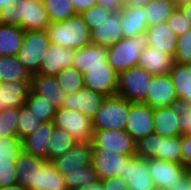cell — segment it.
<instances>
[{
  "mask_svg": "<svg viewBox=\"0 0 191 190\" xmlns=\"http://www.w3.org/2000/svg\"><path fill=\"white\" fill-rule=\"evenodd\" d=\"M51 44L78 50L90 44V29L79 14L65 21L51 22L46 29Z\"/></svg>",
  "mask_w": 191,
  "mask_h": 190,
  "instance_id": "obj_1",
  "label": "cell"
},
{
  "mask_svg": "<svg viewBox=\"0 0 191 190\" xmlns=\"http://www.w3.org/2000/svg\"><path fill=\"white\" fill-rule=\"evenodd\" d=\"M148 46L147 32L120 39L107 47L108 63L119 74L138 66L140 54Z\"/></svg>",
  "mask_w": 191,
  "mask_h": 190,
  "instance_id": "obj_2",
  "label": "cell"
},
{
  "mask_svg": "<svg viewBox=\"0 0 191 190\" xmlns=\"http://www.w3.org/2000/svg\"><path fill=\"white\" fill-rule=\"evenodd\" d=\"M135 155L144 159L157 158L181 163L180 136L166 138L152 133L135 142Z\"/></svg>",
  "mask_w": 191,
  "mask_h": 190,
  "instance_id": "obj_3",
  "label": "cell"
},
{
  "mask_svg": "<svg viewBox=\"0 0 191 190\" xmlns=\"http://www.w3.org/2000/svg\"><path fill=\"white\" fill-rule=\"evenodd\" d=\"M129 116V101L121 96L105 97L92 120L93 130H125Z\"/></svg>",
  "mask_w": 191,
  "mask_h": 190,
  "instance_id": "obj_4",
  "label": "cell"
},
{
  "mask_svg": "<svg viewBox=\"0 0 191 190\" xmlns=\"http://www.w3.org/2000/svg\"><path fill=\"white\" fill-rule=\"evenodd\" d=\"M153 75L143 68L134 67L118 74L116 95L127 99L131 103H144L152 84Z\"/></svg>",
  "mask_w": 191,
  "mask_h": 190,
  "instance_id": "obj_5",
  "label": "cell"
},
{
  "mask_svg": "<svg viewBox=\"0 0 191 190\" xmlns=\"http://www.w3.org/2000/svg\"><path fill=\"white\" fill-rule=\"evenodd\" d=\"M50 46L51 42L46 30L25 31L24 42L16 58L31 75H34L38 72Z\"/></svg>",
  "mask_w": 191,
  "mask_h": 190,
  "instance_id": "obj_6",
  "label": "cell"
},
{
  "mask_svg": "<svg viewBox=\"0 0 191 190\" xmlns=\"http://www.w3.org/2000/svg\"><path fill=\"white\" fill-rule=\"evenodd\" d=\"M53 124L56 128L67 131L77 142L93 141V122L78 111L58 108Z\"/></svg>",
  "mask_w": 191,
  "mask_h": 190,
  "instance_id": "obj_7",
  "label": "cell"
},
{
  "mask_svg": "<svg viewBox=\"0 0 191 190\" xmlns=\"http://www.w3.org/2000/svg\"><path fill=\"white\" fill-rule=\"evenodd\" d=\"M147 167L157 190H171L188 175L182 163L157 158H148Z\"/></svg>",
  "mask_w": 191,
  "mask_h": 190,
  "instance_id": "obj_8",
  "label": "cell"
},
{
  "mask_svg": "<svg viewBox=\"0 0 191 190\" xmlns=\"http://www.w3.org/2000/svg\"><path fill=\"white\" fill-rule=\"evenodd\" d=\"M93 150H106L121 155H135V141L125 130H96L93 136Z\"/></svg>",
  "mask_w": 191,
  "mask_h": 190,
  "instance_id": "obj_9",
  "label": "cell"
},
{
  "mask_svg": "<svg viewBox=\"0 0 191 190\" xmlns=\"http://www.w3.org/2000/svg\"><path fill=\"white\" fill-rule=\"evenodd\" d=\"M125 131L135 142L154 133L153 109L144 103L129 102V116Z\"/></svg>",
  "mask_w": 191,
  "mask_h": 190,
  "instance_id": "obj_10",
  "label": "cell"
},
{
  "mask_svg": "<svg viewBox=\"0 0 191 190\" xmlns=\"http://www.w3.org/2000/svg\"><path fill=\"white\" fill-rule=\"evenodd\" d=\"M84 86L105 97L117 93L118 74L111 66H95L83 74Z\"/></svg>",
  "mask_w": 191,
  "mask_h": 190,
  "instance_id": "obj_11",
  "label": "cell"
},
{
  "mask_svg": "<svg viewBox=\"0 0 191 190\" xmlns=\"http://www.w3.org/2000/svg\"><path fill=\"white\" fill-rule=\"evenodd\" d=\"M145 104L153 110L179 104L170 74L153 75L152 84L145 98Z\"/></svg>",
  "mask_w": 191,
  "mask_h": 190,
  "instance_id": "obj_12",
  "label": "cell"
},
{
  "mask_svg": "<svg viewBox=\"0 0 191 190\" xmlns=\"http://www.w3.org/2000/svg\"><path fill=\"white\" fill-rule=\"evenodd\" d=\"M130 157L115 152H106V150H93L92 166L98 180L115 176L124 179L125 162Z\"/></svg>",
  "mask_w": 191,
  "mask_h": 190,
  "instance_id": "obj_13",
  "label": "cell"
},
{
  "mask_svg": "<svg viewBox=\"0 0 191 190\" xmlns=\"http://www.w3.org/2000/svg\"><path fill=\"white\" fill-rule=\"evenodd\" d=\"M104 98L102 94L84 87L77 92L66 94L62 108L78 111L93 120Z\"/></svg>",
  "mask_w": 191,
  "mask_h": 190,
  "instance_id": "obj_14",
  "label": "cell"
},
{
  "mask_svg": "<svg viewBox=\"0 0 191 190\" xmlns=\"http://www.w3.org/2000/svg\"><path fill=\"white\" fill-rule=\"evenodd\" d=\"M92 142H77L67 153L53 159L51 162L62 174L67 171L80 170L82 166L92 164Z\"/></svg>",
  "mask_w": 191,
  "mask_h": 190,
  "instance_id": "obj_15",
  "label": "cell"
},
{
  "mask_svg": "<svg viewBox=\"0 0 191 190\" xmlns=\"http://www.w3.org/2000/svg\"><path fill=\"white\" fill-rule=\"evenodd\" d=\"M124 180L128 190H157L147 167V159L131 156L125 162Z\"/></svg>",
  "mask_w": 191,
  "mask_h": 190,
  "instance_id": "obj_16",
  "label": "cell"
},
{
  "mask_svg": "<svg viewBox=\"0 0 191 190\" xmlns=\"http://www.w3.org/2000/svg\"><path fill=\"white\" fill-rule=\"evenodd\" d=\"M75 51L51 44L36 74L58 75L63 69L73 66Z\"/></svg>",
  "mask_w": 191,
  "mask_h": 190,
  "instance_id": "obj_17",
  "label": "cell"
},
{
  "mask_svg": "<svg viewBox=\"0 0 191 190\" xmlns=\"http://www.w3.org/2000/svg\"><path fill=\"white\" fill-rule=\"evenodd\" d=\"M121 12H111L107 21L90 30V44L109 47L123 39Z\"/></svg>",
  "mask_w": 191,
  "mask_h": 190,
  "instance_id": "obj_18",
  "label": "cell"
},
{
  "mask_svg": "<svg viewBox=\"0 0 191 190\" xmlns=\"http://www.w3.org/2000/svg\"><path fill=\"white\" fill-rule=\"evenodd\" d=\"M153 116L154 133L166 138L182 135L178 126L181 119L180 104L155 109Z\"/></svg>",
  "mask_w": 191,
  "mask_h": 190,
  "instance_id": "obj_19",
  "label": "cell"
},
{
  "mask_svg": "<svg viewBox=\"0 0 191 190\" xmlns=\"http://www.w3.org/2000/svg\"><path fill=\"white\" fill-rule=\"evenodd\" d=\"M174 64V57L152 46H147L140 54L138 67L152 75L169 74Z\"/></svg>",
  "mask_w": 191,
  "mask_h": 190,
  "instance_id": "obj_20",
  "label": "cell"
},
{
  "mask_svg": "<svg viewBox=\"0 0 191 190\" xmlns=\"http://www.w3.org/2000/svg\"><path fill=\"white\" fill-rule=\"evenodd\" d=\"M30 81L32 92L44 97L56 109L62 108L66 93L58 85L55 76L34 74Z\"/></svg>",
  "mask_w": 191,
  "mask_h": 190,
  "instance_id": "obj_21",
  "label": "cell"
},
{
  "mask_svg": "<svg viewBox=\"0 0 191 190\" xmlns=\"http://www.w3.org/2000/svg\"><path fill=\"white\" fill-rule=\"evenodd\" d=\"M108 60L107 47L89 44L75 51L73 67L84 74L91 67L110 66Z\"/></svg>",
  "mask_w": 191,
  "mask_h": 190,
  "instance_id": "obj_22",
  "label": "cell"
},
{
  "mask_svg": "<svg viewBox=\"0 0 191 190\" xmlns=\"http://www.w3.org/2000/svg\"><path fill=\"white\" fill-rule=\"evenodd\" d=\"M54 128L53 121L42 123L38 130L22 140L23 151L48 161V144Z\"/></svg>",
  "mask_w": 191,
  "mask_h": 190,
  "instance_id": "obj_23",
  "label": "cell"
},
{
  "mask_svg": "<svg viewBox=\"0 0 191 190\" xmlns=\"http://www.w3.org/2000/svg\"><path fill=\"white\" fill-rule=\"evenodd\" d=\"M30 92L31 82H3L0 86V111L25 105Z\"/></svg>",
  "mask_w": 191,
  "mask_h": 190,
  "instance_id": "obj_24",
  "label": "cell"
},
{
  "mask_svg": "<svg viewBox=\"0 0 191 190\" xmlns=\"http://www.w3.org/2000/svg\"><path fill=\"white\" fill-rule=\"evenodd\" d=\"M148 46L174 57L177 46V36L166 22L149 26L147 29Z\"/></svg>",
  "mask_w": 191,
  "mask_h": 190,
  "instance_id": "obj_25",
  "label": "cell"
},
{
  "mask_svg": "<svg viewBox=\"0 0 191 190\" xmlns=\"http://www.w3.org/2000/svg\"><path fill=\"white\" fill-rule=\"evenodd\" d=\"M169 74L179 104L191 106V64L174 62Z\"/></svg>",
  "mask_w": 191,
  "mask_h": 190,
  "instance_id": "obj_26",
  "label": "cell"
},
{
  "mask_svg": "<svg viewBox=\"0 0 191 190\" xmlns=\"http://www.w3.org/2000/svg\"><path fill=\"white\" fill-rule=\"evenodd\" d=\"M45 161L23 151L15 162L17 184L26 190H34L36 169Z\"/></svg>",
  "mask_w": 191,
  "mask_h": 190,
  "instance_id": "obj_27",
  "label": "cell"
},
{
  "mask_svg": "<svg viewBox=\"0 0 191 190\" xmlns=\"http://www.w3.org/2000/svg\"><path fill=\"white\" fill-rule=\"evenodd\" d=\"M34 190H68L63 174L51 161L36 169Z\"/></svg>",
  "mask_w": 191,
  "mask_h": 190,
  "instance_id": "obj_28",
  "label": "cell"
},
{
  "mask_svg": "<svg viewBox=\"0 0 191 190\" xmlns=\"http://www.w3.org/2000/svg\"><path fill=\"white\" fill-rule=\"evenodd\" d=\"M24 37L25 30L20 26L0 23V56H16Z\"/></svg>",
  "mask_w": 191,
  "mask_h": 190,
  "instance_id": "obj_29",
  "label": "cell"
},
{
  "mask_svg": "<svg viewBox=\"0 0 191 190\" xmlns=\"http://www.w3.org/2000/svg\"><path fill=\"white\" fill-rule=\"evenodd\" d=\"M121 27L123 38L134 37L147 32V14L144 9L124 8L121 11Z\"/></svg>",
  "mask_w": 191,
  "mask_h": 190,
  "instance_id": "obj_30",
  "label": "cell"
},
{
  "mask_svg": "<svg viewBox=\"0 0 191 190\" xmlns=\"http://www.w3.org/2000/svg\"><path fill=\"white\" fill-rule=\"evenodd\" d=\"M27 0H1L0 23L17 25L26 31Z\"/></svg>",
  "mask_w": 191,
  "mask_h": 190,
  "instance_id": "obj_31",
  "label": "cell"
},
{
  "mask_svg": "<svg viewBox=\"0 0 191 190\" xmlns=\"http://www.w3.org/2000/svg\"><path fill=\"white\" fill-rule=\"evenodd\" d=\"M31 76L16 56H0V78L2 82H31Z\"/></svg>",
  "mask_w": 191,
  "mask_h": 190,
  "instance_id": "obj_32",
  "label": "cell"
},
{
  "mask_svg": "<svg viewBox=\"0 0 191 190\" xmlns=\"http://www.w3.org/2000/svg\"><path fill=\"white\" fill-rule=\"evenodd\" d=\"M50 23L43 0H27L26 31L46 30Z\"/></svg>",
  "mask_w": 191,
  "mask_h": 190,
  "instance_id": "obj_33",
  "label": "cell"
},
{
  "mask_svg": "<svg viewBox=\"0 0 191 190\" xmlns=\"http://www.w3.org/2000/svg\"><path fill=\"white\" fill-rule=\"evenodd\" d=\"M176 6L172 0H150L144 9L147 14L148 26L167 22Z\"/></svg>",
  "mask_w": 191,
  "mask_h": 190,
  "instance_id": "obj_34",
  "label": "cell"
},
{
  "mask_svg": "<svg viewBox=\"0 0 191 190\" xmlns=\"http://www.w3.org/2000/svg\"><path fill=\"white\" fill-rule=\"evenodd\" d=\"M48 144V161L67 153L77 141L65 130L54 128Z\"/></svg>",
  "mask_w": 191,
  "mask_h": 190,
  "instance_id": "obj_35",
  "label": "cell"
},
{
  "mask_svg": "<svg viewBox=\"0 0 191 190\" xmlns=\"http://www.w3.org/2000/svg\"><path fill=\"white\" fill-rule=\"evenodd\" d=\"M63 176L68 190H78L79 188L98 181L92 164L82 166L80 170L67 171Z\"/></svg>",
  "mask_w": 191,
  "mask_h": 190,
  "instance_id": "obj_36",
  "label": "cell"
},
{
  "mask_svg": "<svg viewBox=\"0 0 191 190\" xmlns=\"http://www.w3.org/2000/svg\"><path fill=\"white\" fill-rule=\"evenodd\" d=\"M22 152L23 144L18 136L0 138V166H15Z\"/></svg>",
  "mask_w": 191,
  "mask_h": 190,
  "instance_id": "obj_37",
  "label": "cell"
},
{
  "mask_svg": "<svg viewBox=\"0 0 191 190\" xmlns=\"http://www.w3.org/2000/svg\"><path fill=\"white\" fill-rule=\"evenodd\" d=\"M25 105L43 123L53 121L57 110L56 107L49 103L44 97L32 91L29 93Z\"/></svg>",
  "mask_w": 191,
  "mask_h": 190,
  "instance_id": "obj_38",
  "label": "cell"
},
{
  "mask_svg": "<svg viewBox=\"0 0 191 190\" xmlns=\"http://www.w3.org/2000/svg\"><path fill=\"white\" fill-rule=\"evenodd\" d=\"M55 78L60 88L66 94L77 92L85 87L83 74L73 66L63 69Z\"/></svg>",
  "mask_w": 191,
  "mask_h": 190,
  "instance_id": "obj_39",
  "label": "cell"
},
{
  "mask_svg": "<svg viewBox=\"0 0 191 190\" xmlns=\"http://www.w3.org/2000/svg\"><path fill=\"white\" fill-rule=\"evenodd\" d=\"M50 22L65 21L75 16L71 0H43Z\"/></svg>",
  "mask_w": 191,
  "mask_h": 190,
  "instance_id": "obj_40",
  "label": "cell"
},
{
  "mask_svg": "<svg viewBox=\"0 0 191 190\" xmlns=\"http://www.w3.org/2000/svg\"><path fill=\"white\" fill-rule=\"evenodd\" d=\"M17 129L18 137L23 140L28 135L34 133L40 128L43 123L38 117H36L26 105L19 107Z\"/></svg>",
  "mask_w": 191,
  "mask_h": 190,
  "instance_id": "obj_41",
  "label": "cell"
},
{
  "mask_svg": "<svg viewBox=\"0 0 191 190\" xmlns=\"http://www.w3.org/2000/svg\"><path fill=\"white\" fill-rule=\"evenodd\" d=\"M19 107L5 108L0 111V138L18 136L17 121Z\"/></svg>",
  "mask_w": 191,
  "mask_h": 190,
  "instance_id": "obj_42",
  "label": "cell"
},
{
  "mask_svg": "<svg viewBox=\"0 0 191 190\" xmlns=\"http://www.w3.org/2000/svg\"><path fill=\"white\" fill-rule=\"evenodd\" d=\"M110 13V11L105 10L102 6L94 5L87 11L82 12L80 16L82 17L84 23L91 30L98 27L102 22L107 21Z\"/></svg>",
  "mask_w": 191,
  "mask_h": 190,
  "instance_id": "obj_43",
  "label": "cell"
},
{
  "mask_svg": "<svg viewBox=\"0 0 191 190\" xmlns=\"http://www.w3.org/2000/svg\"><path fill=\"white\" fill-rule=\"evenodd\" d=\"M174 62L191 64V29L178 36Z\"/></svg>",
  "mask_w": 191,
  "mask_h": 190,
  "instance_id": "obj_44",
  "label": "cell"
},
{
  "mask_svg": "<svg viewBox=\"0 0 191 190\" xmlns=\"http://www.w3.org/2000/svg\"><path fill=\"white\" fill-rule=\"evenodd\" d=\"M166 23L177 37L191 29L190 24L177 8L172 12Z\"/></svg>",
  "mask_w": 191,
  "mask_h": 190,
  "instance_id": "obj_45",
  "label": "cell"
},
{
  "mask_svg": "<svg viewBox=\"0 0 191 190\" xmlns=\"http://www.w3.org/2000/svg\"><path fill=\"white\" fill-rule=\"evenodd\" d=\"M181 144V163L188 169H191V134L180 135Z\"/></svg>",
  "mask_w": 191,
  "mask_h": 190,
  "instance_id": "obj_46",
  "label": "cell"
},
{
  "mask_svg": "<svg viewBox=\"0 0 191 190\" xmlns=\"http://www.w3.org/2000/svg\"><path fill=\"white\" fill-rule=\"evenodd\" d=\"M17 184L15 166H0V187Z\"/></svg>",
  "mask_w": 191,
  "mask_h": 190,
  "instance_id": "obj_47",
  "label": "cell"
},
{
  "mask_svg": "<svg viewBox=\"0 0 191 190\" xmlns=\"http://www.w3.org/2000/svg\"><path fill=\"white\" fill-rule=\"evenodd\" d=\"M181 119L179 130L181 134H191V106L180 104Z\"/></svg>",
  "mask_w": 191,
  "mask_h": 190,
  "instance_id": "obj_48",
  "label": "cell"
},
{
  "mask_svg": "<svg viewBox=\"0 0 191 190\" xmlns=\"http://www.w3.org/2000/svg\"><path fill=\"white\" fill-rule=\"evenodd\" d=\"M101 182L105 190H128V184L119 176L105 178Z\"/></svg>",
  "mask_w": 191,
  "mask_h": 190,
  "instance_id": "obj_49",
  "label": "cell"
},
{
  "mask_svg": "<svg viewBox=\"0 0 191 190\" xmlns=\"http://www.w3.org/2000/svg\"><path fill=\"white\" fill-rule=\"evenodd\" d=\"M97 5L110 12H121L124 9V0H97Z\"/></svg>",
  "mask_w": 191,
  "mask_h": 190,
  "instance_id": "obj_50",
  "label": "cell"
},
{
  "mask_svg": "<svg viewBox=\"0 0 191 190\" xmlns=\"http://www.w3.org/2000/svg\"><path fill=\"white\" fill-rule=\"evenodd\" d=\"M74 11L76 14H81L87 11L94 5H97V0H71Z\"/></svg>",
  "mask_w": 191,
  "mask_h": 190,
  "instance_id": "obj_51",
  "label": "cell"
},
{
  "mask_svg": "<svg viewBox=\"0 0 191 190\" xmlns=\"http://www.w3.org/2000/svg\"><path fill=\"white\" fill-rule=\"evenodd\" d=\"M176 8L181 12L182 16L186 18L191 26V1L181 3L177 5Z\"/></svg>",
  "mask_w": 191,
  "mask_h": 190,
  "instance_id": "obj_52",
  "label": "cell"
},
{
  "mask_svg": "<svg viewBox=\"0 0 191 190\" xmlns=\"http://www.w3.org/2000/svg\"><path fill=\"white\" fill-rule=\"evenodd\" d=\"M150 0H124V8L145 9Z\"/></svg>",
  "mask_w": 191,
  "mask_h": 190,
  "instance_id": "obj_53",
  "label": "cell"
},
{
  "mask_svg": "<svg viewBox=\"0 0 191 190\" xmlns=\"http://www.w3.org/2000/svg\"><path fill=\"white\" fill-rule=\"evenodd\" d=\"M78 190H105V189L103 188L101 180H98L95 183L88 184L82 188H79Z\"/></svg>",
  "mask_w": 191,
  "mask_h": 190,
  "instance_id": "obj_54",
  "label": "cell"
},
{
  "mask_svg": "<svg viewBox=\"0 0 191 190\" xmlns=\"http://www.w3.org/2000/svg\"><path fill=\"white\" fill-rule=\"evenodd\" d=\"M171 190H188V175Z\"/></svg>",
  "mask_w": 191,
  "mask_h": 190,
  "instance_id": "obj_55",
  "label": "cell"
},
{
  "mask_svg": "<svg viewBox=\"0 0 191 190\" xmlns=\"http://www.w3.org/2000/svg\"><path fill=\"white\" fill-rule=\"evenodd\" d=\"M0 190H26V189L18 184H14L7 187H0Z\"/></svg>",
  "mask_w": 191,
  "mask_h": 190,
  "instance_id": "obj_56",
  "label": "cell"
},
{
  "mask_svg": "<svg viewBox=\"0 0 191 190\" xmlns=\"http://www.w3.org/2000/svg\"><path fill=\"white\" fill-rule=\"evenodd\" d=\"M176 5H179L181 3H185L187 1H191V0H172Z\"/></svg>",
  "mask_w": 191,
  "mask_h": 190,
  "instance_id": "obj_57",
  "label": "cell"
},
{
  "mask_svg": "<svg viewBox=\"0 0 191 190\" xmlns=\"http://www.w3.org/2000/svg\"><path fill=\"white\" fill-rule=\"evenodd\" d=\"M188 190H191V176L188 174Z\"/></svg>",
  "mask_w": 191,
  "mask_h": 190,
  "instance_id": "obj_58",
  "label": "cell"
},
{
  "mask_svg": "<svg viewBox=\"0 0 191 190\" xmlns=\"http://www.w3.org/2000/svg\"><path fill=\"white\" fill-rule=\"evenodd\" d=\"M188 174L191 176V169H190V170H188Z\"/></svg>",
  "mask_w": 191,
  "mask_h": 190,
  "instance_id": "obj_59",
  "label": "cell"
}]
</instances>
